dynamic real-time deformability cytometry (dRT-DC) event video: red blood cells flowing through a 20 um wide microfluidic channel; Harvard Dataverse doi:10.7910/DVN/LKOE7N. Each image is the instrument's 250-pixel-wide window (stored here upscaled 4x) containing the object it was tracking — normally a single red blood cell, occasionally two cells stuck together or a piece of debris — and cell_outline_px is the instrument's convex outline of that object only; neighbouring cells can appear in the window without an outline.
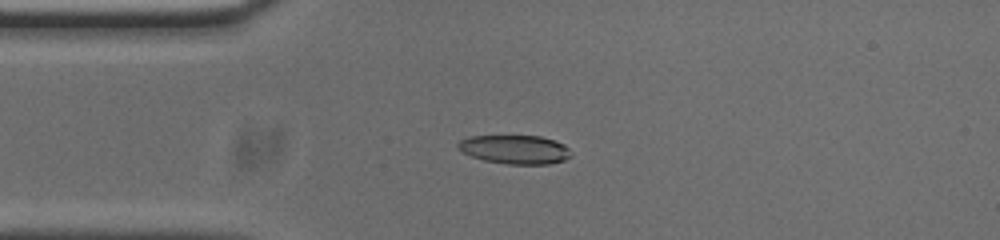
{"species": "common noctule bat (a hibernating species)", "species_latin": "Nyctalus noctula", "temperature_condition": "cold", "stored_images_in_passage": 53, "camera_frame_rate_fps": 3000, "um_per_image_px": 0.085, "animal": {"sex": "male", "body_mass_g": 20.0, "forearm_length_mm": 53.3}, "frame": {"image": 1, "passage_image": 12, "time_ms": 3.667, "image_size_px": [1000, 240], "cell_outline_px": [[572, 152], [564, 160], [548, 164], [508, 164], [484, 160], [472, 156], [456, 148], [456, 144], [460, 140], [472, 136], [540, 136], [564, 144]], "centroid_in_image_um": [43.75, 12.7], "position_along_channel_um": 41.3, "area_um2": 18.79}}
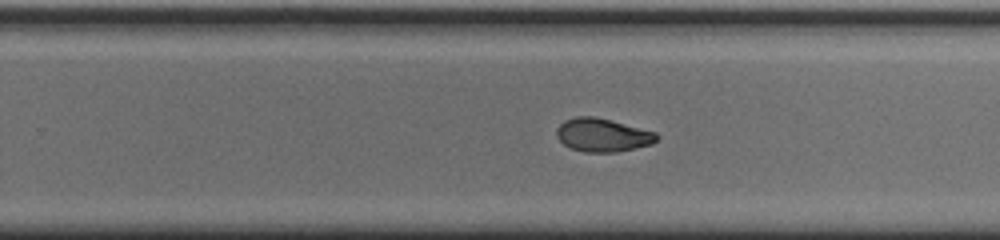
{"frame": {"image": 2, "passage_image": 32, "time_ms": 10.333, "image_size_px": [1000, 240], "cell_outline_px": [[660, 136], [652, 144], [616, 152], [584, 152], [572, 148], [564, 144], [556, 136], [556, 128], [564, 120], [576, 116], [592, 116], [656, 132]], "centroid_in_image_um": [51.2, 11.48], "position_along_channel_um": 278.6, "area_um2": 19.25}}
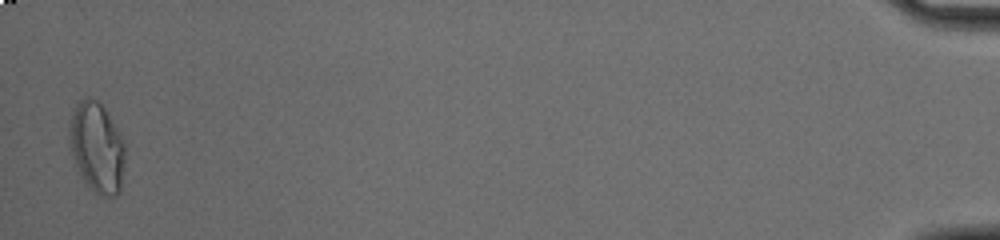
{"frame": {"image": 3, "passage_image": 52, "time_ms": 17.0, "image_size_px": [1000, 240], "cell_outline_px": [[124, 160], [120, 192], [116, 196], [108, 200], [100, 196], [80, 176], [72, 152], [72, 112], [76, 104], [80, 100], [88, 96], [96, 100], [108, 112], [124, 144]], "centroid_in_image_um": [8.28, 12.58], "position_along_channel_um": 426.9, "area_um2": 28.55}, "authors_computed_cell_mechanics": {"area_um2": 19.652, "velocity_mm_per_s": 3.7818, "shape_relaxation_time_tau1_ms": null, "shape_relaxation_time_tau2_ms": 2.1653, "deformation_change_tau1": null, "deformation_change_tau2": 0.0621}}